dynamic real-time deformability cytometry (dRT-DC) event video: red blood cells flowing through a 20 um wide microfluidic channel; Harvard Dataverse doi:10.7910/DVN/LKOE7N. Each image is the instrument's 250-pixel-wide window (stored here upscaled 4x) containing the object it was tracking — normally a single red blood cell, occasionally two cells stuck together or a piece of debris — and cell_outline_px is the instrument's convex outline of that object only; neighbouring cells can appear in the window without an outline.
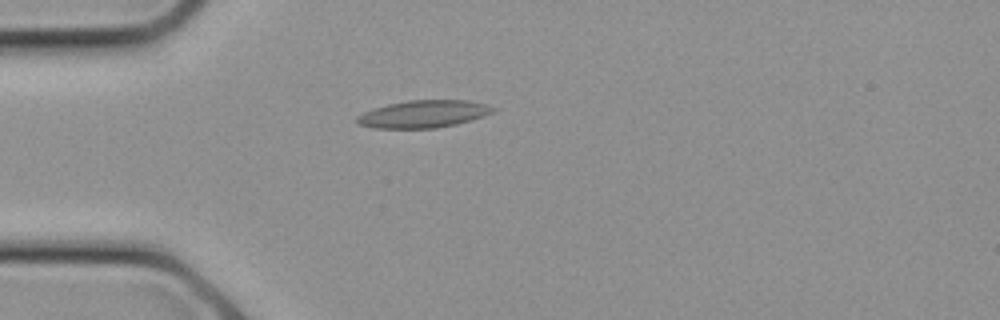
{"species": "common noctule bat (a hibernating species)", "species_latin": "Nyctalus noctula", "temperature_condition": "cold", "stored_images_in_passage": 10, "camera_frame_rate_fps": 3000, "um_per_image_px": 0.085, "animal": {"sex": "female", "body_mass_g": 21.9}, "frame": {"image": 1, "passage_image": 3, "time_ms": 0.667, "image_size_px": [1000, 320], "cell_outline_px": [[496, 108], [492, 112], [472, 120], [456, 124], [436, 128], [376, 128], [356, 124], [356, 116], [364, 112], [388, 104], [408, 100], [464, 100], [484, 104]], "centroid_in_image_um": [35.96, 9.69], "position_along_channel_um": 49.0, "area_um2": 21.5}}
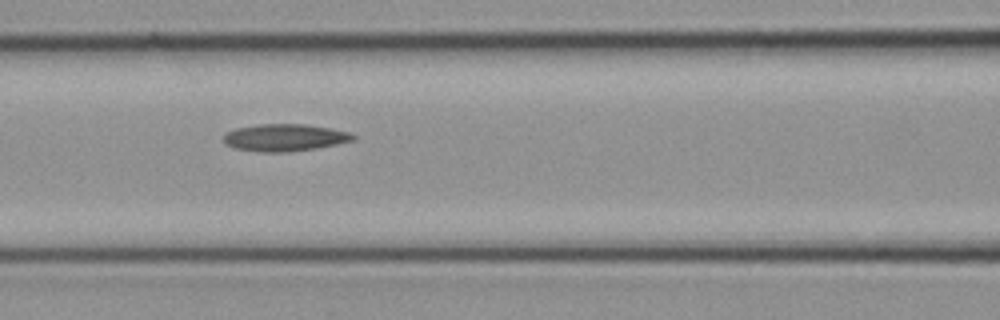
{"frame": {"image": 2, "passage_image": 7, "time_ms": 2.0, "image_size_px": [1000, 320], "cell_outline_px": [[356, 140], [316, 148], [288, 152], [260, 152], [232, 148], [224, 144], [224, 136], [228, 132], [236, 128], [256, 124], [304, 124], [332, 128], [348, 132], [356, 136]], "centroid_in_image_um": [24.19, 11.69], "position_along_channel_um": 142.4, "area_um2": 20.63}}
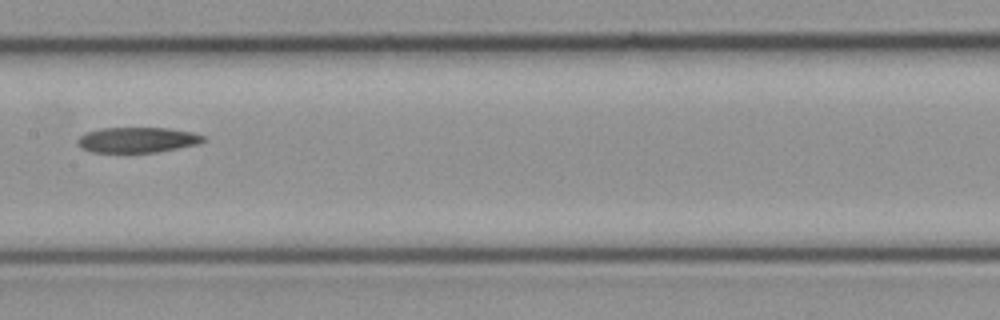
{"frame": {"image": 3, "passage_image": 9, "time_ms": 2.667, "image_size_px": [1000, 320], "cell_outline_px": [[208, 140], [196, 144], [156, 152], [92, 152], [80, 148], [76, 144], [76, 140], [84, 132], [100, 128], [168, 128], [192, 132], [204, 136]], "centroid_in_image_um": [11.62, 11.88], "position_along_channel_um": 195.8, "area_um2": 18.67}}